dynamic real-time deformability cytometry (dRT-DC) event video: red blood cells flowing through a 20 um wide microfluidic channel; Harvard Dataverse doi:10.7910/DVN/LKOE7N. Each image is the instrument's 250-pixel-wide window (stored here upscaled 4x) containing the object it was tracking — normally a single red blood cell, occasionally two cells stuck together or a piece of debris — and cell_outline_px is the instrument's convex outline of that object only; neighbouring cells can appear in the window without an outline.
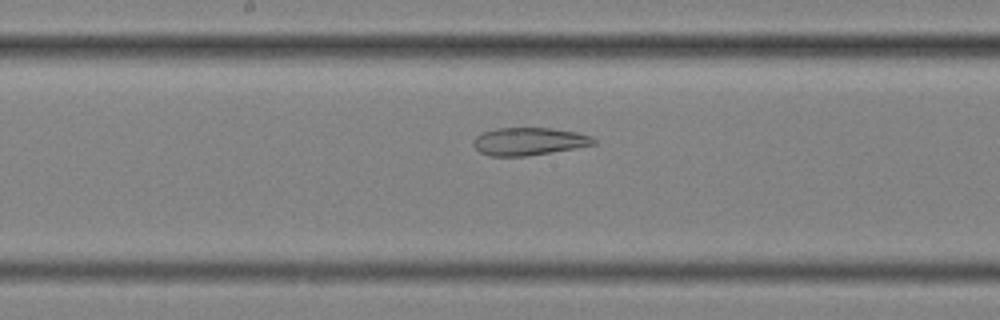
{"species": "common noctule bat (a hibernating species)", "species_latin": "Nyctalus noctula", "temperature_condition": "cold", "stored_images_in_passage": 49, "camera_frame_rate_fps": 3000, "um_per_image_px": 0.085, "animal": {"sex": "female", "body_mass_g": 25.1}, "frame": {"image": 1, "passage_image": 27, "time_ms": 8.667, "image_size_px": [1000, 320], "cell_outline_px": [[596, 144], [576, 148], [528, 156], [488, 156], [480, 152], [472, 144], [472, 140], [476, 136], [484, 132], [496, 128], [552, 128], [576, 132], [592, 136], [596, 140]], "centroid_in_image_um": [44.96, 12.02], "position_along_channel_um": 203.2, "area_um2": 19.54}}
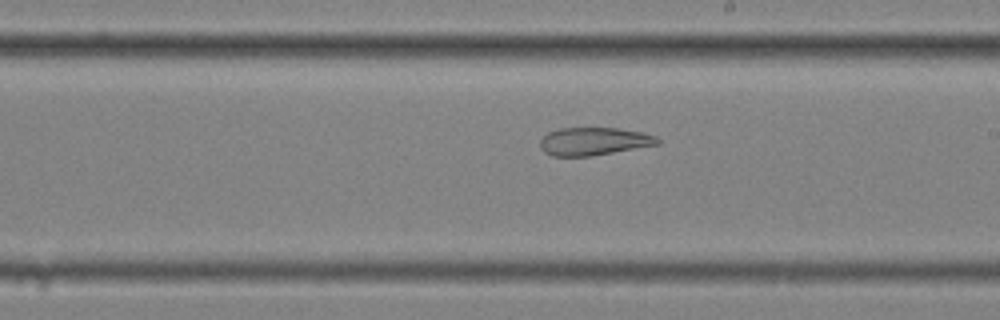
{"frame": {"image": 2, "passage_image": 30, "time_ms": 9.667, "image_size_px": [1000, 320], "cell_outline_px": [[660, 144], [592, 156], [552, 156], [544, 152], [540, 148], [540, 140], [548, 132], [560, 128], [616, 128], [640, 132], [656, 136], [660, 140]], "centroid_in_image_um": [50.46, 12.02], "position_along_channel_um": 238.5, "area_um2": 19.07}}
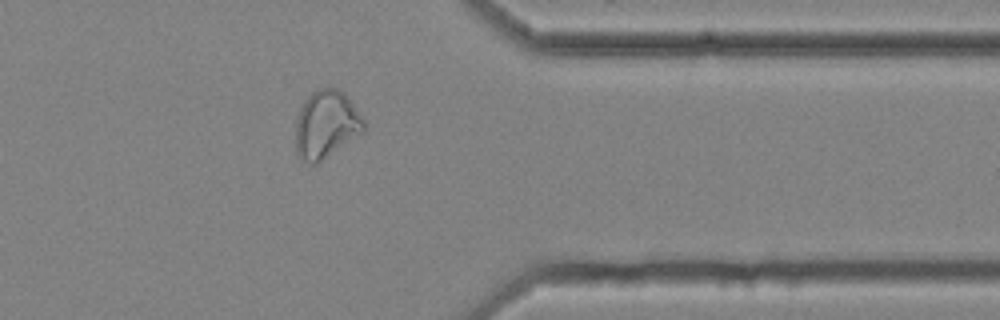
{"frame": {"image": 3, "passage_image": 43, "time_ms": 14.0, "image_size_px": [1000, 320], "cell_outline_px": [[364, 132], [316, 164], [312, 164], [300, 160], [296, 156], [296, 120], [300, 108], [304, 100], [316, 88], [336, 88], [344, 92], [348, 96], [364, 120]], "centroid_in_image_um": [27.71, 10.58], "position_along_channel_um": 383.7, "area_um2": 27.11}}